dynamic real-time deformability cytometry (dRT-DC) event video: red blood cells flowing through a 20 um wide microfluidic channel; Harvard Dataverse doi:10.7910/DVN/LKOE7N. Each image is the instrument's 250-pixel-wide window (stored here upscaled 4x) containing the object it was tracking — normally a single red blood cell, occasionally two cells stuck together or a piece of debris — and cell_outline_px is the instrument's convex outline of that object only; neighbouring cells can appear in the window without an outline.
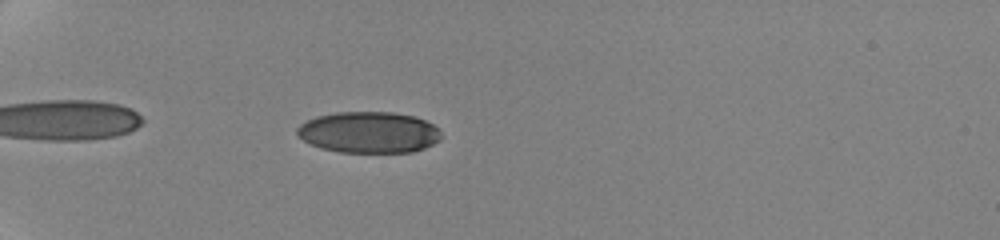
{"species": "human", "species_latin": "Homo sapiens", "temperature_condition": "cold", "stored_images_in_passage": 38, "camera_frame_rate_fps": 3000, "um_per_image_px": 0.085, "donor": {"sex": "female"}, "frame": {"image": 1, "passage_image": 6, "time_ms": 2.667, "image_size_px": [1000, 240], "cell_outline_px": [[440, 140], [424, 148], [412, 152], [340, 152], [320, 148], [304, 140], [296, 132], [296, 128], [300, 124], [316, 116], [336, 112], [392, 112], [416, 116], [440, 128]], "centroid_in_image_um": [31.37, 11.24], "position_along_channel_um": 53.6, "area_um2": 34.68}}
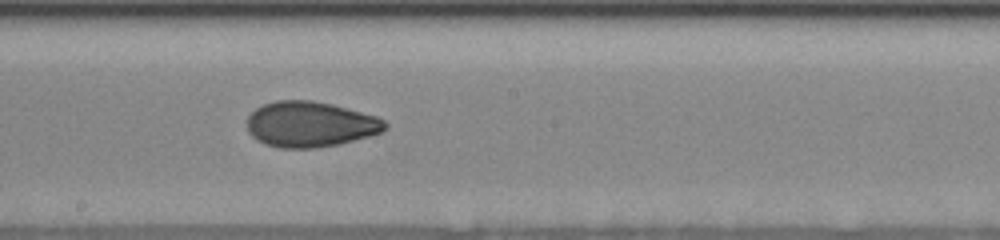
{"frame": {"image": 2, "passage_image": 22, "time_ms": 8.333, "image_size_px": [1000, 240], "cell_outline_px": [[388, 124], [380, 132], [368, 136], [336, 144], [312, 148], [280, 148], [264, 144], [256, 140], [248, 132], [248, 116], [256, 108], [264, 104], [276, 100], [312, 100], [332, 104], [348, 108], [376, 116], [384, 120]], "centroid_in_image_um": [26.33, 10.55], "position_along_channel_um": 221.9, "area_um2": 36.41}}
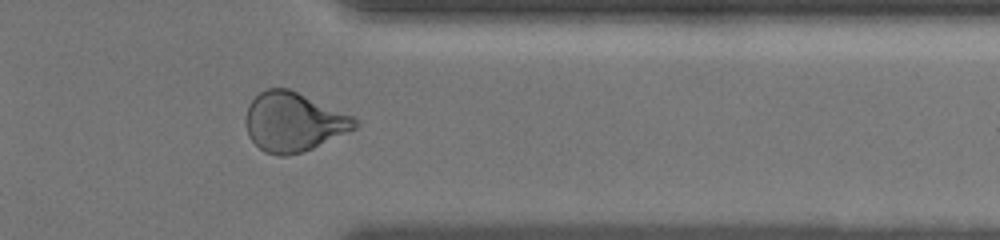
{"frame": {"image": 3, "passage_image": 34, "time_ms": 13.0, "image_size_px": [1000, 240], "cell_outline_px": [[360, 124], [356, 128], [312, 148], [288, 156], [280, 156], [264, 152], [248, 136], [244, 120], [244, 116], [248, 104], [260, 92], [268, 88], [288, 88], [352, 116], [360, 120]], "centroid_in_image_um": [24.91, 10.37], "position_along_channel_um": 386.5, "area_um2": 37.45}, "authors_computed_cell_mechanics": {"area_um2": 36.4718, "velocity_mm_per_s": 3.5442, "shape_relaxation_time_tau1_ms": 3.8431, "shape_relaxation_time_tau2_ms": 1.9329, "deformation_change_tau1": 0.1426, "deformation_change_tau2": 0.0683}}